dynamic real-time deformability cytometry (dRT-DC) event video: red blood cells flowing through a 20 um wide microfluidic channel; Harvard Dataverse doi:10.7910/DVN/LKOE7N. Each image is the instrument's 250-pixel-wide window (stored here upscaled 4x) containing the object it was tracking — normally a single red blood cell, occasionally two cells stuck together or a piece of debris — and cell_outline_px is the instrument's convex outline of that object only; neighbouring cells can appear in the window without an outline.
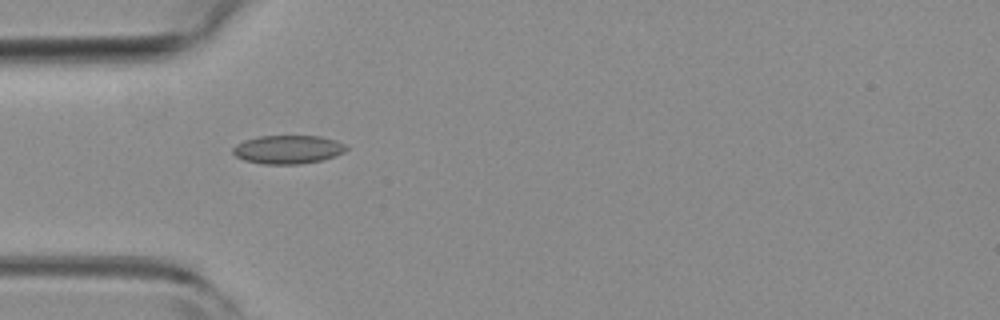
{"species": "common noctule bat (a hibernating species)", "species_latin": "Nyctalus noctula", "temperature_condition": "room temperature", "stored_images_in_passage": 6, "camera_frame_rate_fps": 3000, "um_per_image_px": 0.085, "animal": {"sex": "female", "body_mass_g": 19.3, "forearm_length_mm": 54.1}, "frame": {"image": 1, "passage_image": 5, "time_ms": 1.333, "image_size_px": [1000, 320], "cell_outline_px": [[348, 148], [344, 152], [320, 160], [300, 164], [264, 164], [244, 160], [236, 156], [232, 152], [232, 148], [236, 144], [244, 140], [260, 136], [320, 136], [336, 140], [348, 144]], "centroid_in_image_um": [24.47, 12.7], "position_along_channel_um": 60.5, "area_um2": 18.84}}
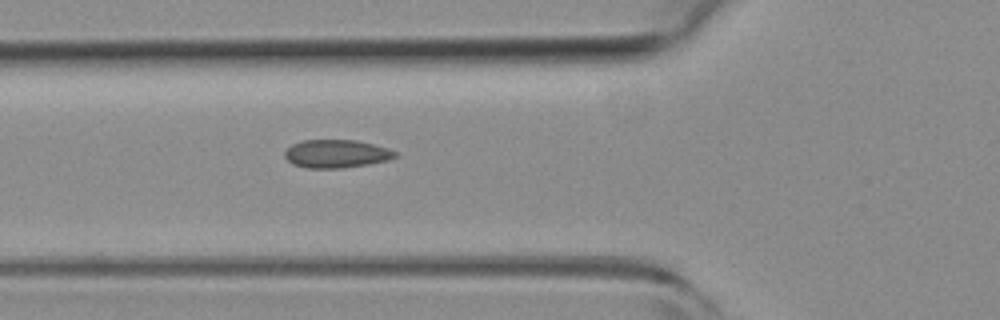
{"frame": {"image": 2, "passage_image": 6, "time_ms": 1.667, "image_size_px": [1000, 320], "cell_outline_px": [[400, 156], [388, 160], [368, 164], [340, 168], [308, 168], [292, 164], [284, 156], [284, 152], [292, 144], [304, 140], [356, 140], [388, 148], [396, 152]], "centroid_in_image_um": [28.6, 13.07], "position_along_channel_um": 97.2, "area_um2": 18.09}}